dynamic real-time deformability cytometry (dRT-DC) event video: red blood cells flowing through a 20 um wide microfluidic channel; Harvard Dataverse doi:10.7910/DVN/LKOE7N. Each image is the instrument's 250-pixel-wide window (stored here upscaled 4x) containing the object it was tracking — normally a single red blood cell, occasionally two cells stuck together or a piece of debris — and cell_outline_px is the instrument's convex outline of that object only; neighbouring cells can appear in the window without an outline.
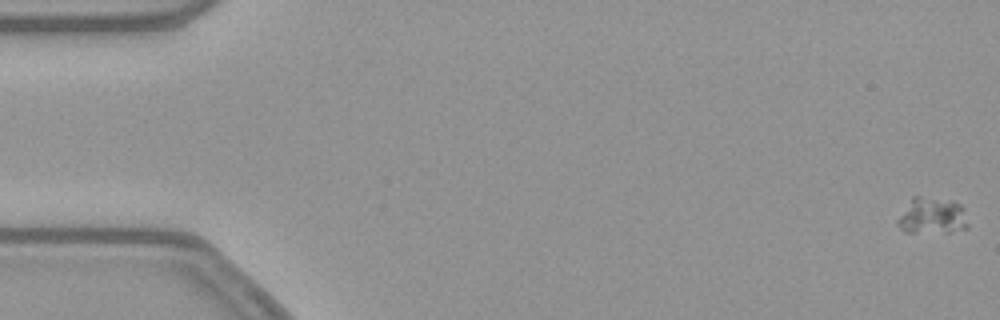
{"species": "common noctule bat (a hibernating species)", "species_latin": "Nyctalus noctula", "temperature_condition": "warm", "stored_images_in_passage": 54, "camera_frame_rate_fps": 3000, "um_per_image_px": 0.085, "animal": {"sex": "female", "body_mass_g": 21.9}, "frame": {"image": 1, "passage_image": 1, "time_ms": 0.0, "image_size_px": [1000, 320], "cell_outline_px": [[968, 228], [952, 232], [904, 232], [896, 224], [896, 220], [912, 196], [920, 196], [952, 200], [960, 204], [964, 208], [968, 224]], "centroid_in_image_um": [79.23, 18.34], "position_along_channel_um": 5.8, "area_um2": 15.2}}
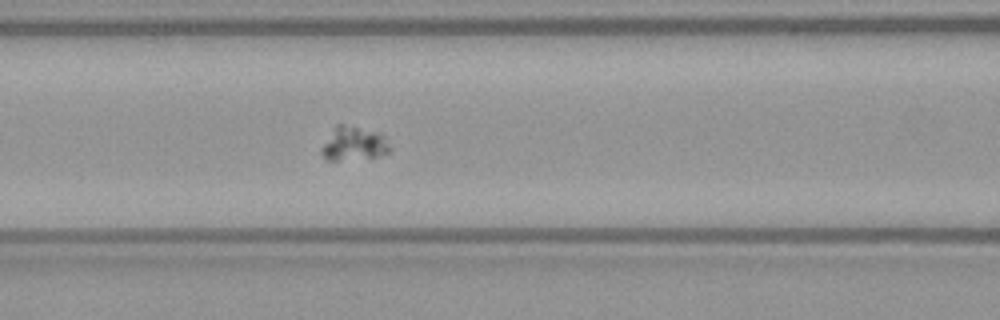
{"frame": {"image": 2, "passage_image": 23, "time_ms": 7.333, "image_size_px": [1000, 320], "cell_outline_px": [[392, 148], [388, 152], [376, 156], [336, 160], [328, 160], [320, 152], [320, 148], [336, 124], [344, 124], [376, 132], [384, 136]], "centroid_in_image_um": [30.04, 12.2], "position_along_channel_um": 136.6, "area_um2": 13.18}}
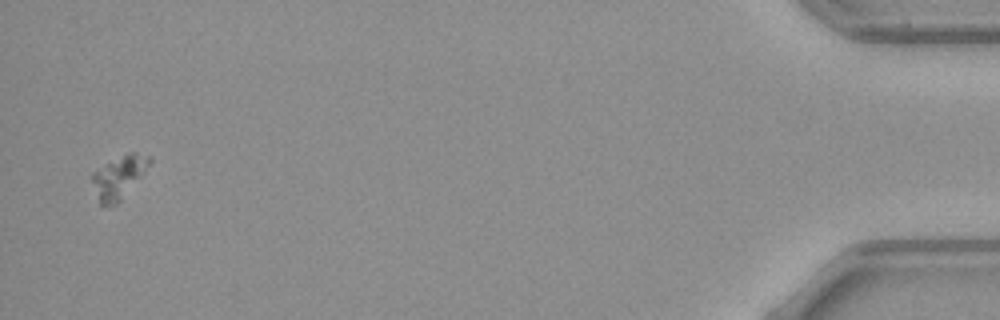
{"frame": {"image": 3, "passage_image": 53, "time_ms": 17.333, "image_size_px": [1000, 320], "cell_outline_px": [[152, 160], [144, 172], [120, 200], [116, 204], [100, 204], [92, 180], [92, 172], [128, 152], [136, 152], [148, 156]], "centroid_in_image_um": [10.11, 15.02], "position_along_channel_um": 425.1, "area_um2": 13.53}}